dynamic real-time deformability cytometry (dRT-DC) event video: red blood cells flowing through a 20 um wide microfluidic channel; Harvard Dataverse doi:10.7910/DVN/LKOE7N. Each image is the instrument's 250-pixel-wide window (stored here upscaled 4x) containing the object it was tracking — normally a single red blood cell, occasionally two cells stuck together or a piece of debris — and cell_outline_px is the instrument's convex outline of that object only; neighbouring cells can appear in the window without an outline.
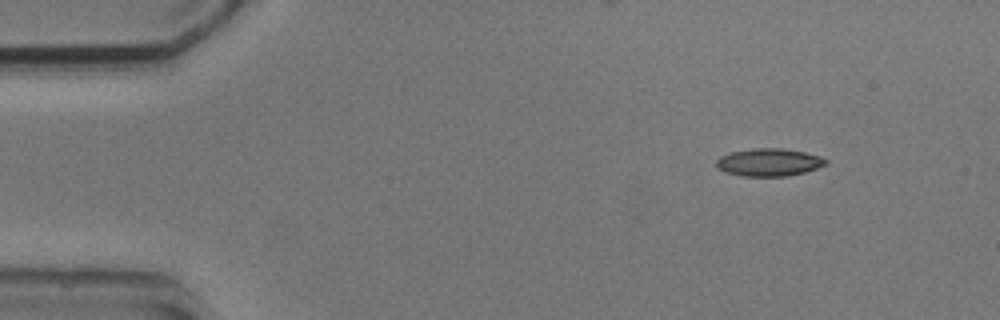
{"species": "common noctule bat (a hibernating species)", "species_latin": "Nyctalus noctula", "temperature_condition": "cold", "stored_images_in_passage": 8, "camera_frame_rate_fps": 3000, "um_per_image_px": 0.085, "animal": {"sex": "male", "body_mass_g": 20.5, "forearm_length_mm": 52.5}, "frame": {"image": 1, "passage_image": 1, "time_ms": 0.0, "image_size_px": [1000, 320], "cell_outline_px": [[828, 164], [804, 172], [784, 176], [740, 176], [724, 172], [716, 168], [716, 160], [720, 156], [732, 152], [752, 148], [780, 148], [804, 152], [820, 156], [828, 160]], "centroid_in_image_um": [65.33, 13.8], "position_along_channel_um": 19.7, "area_um2": 17.69}}
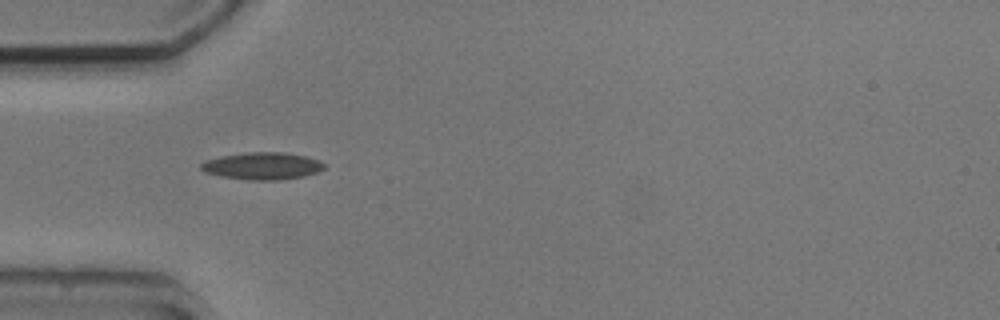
{"frame": {"image": 2, "passage_image": 4, "time_ms": 3.333, "image_size_px": [1000, 320], "cell_outline_px": [[324, 168], [316, 172], [304, 176], [280, 180], [248, 180], [220, 176], [204, 172], [200, 168], [200, 164], [208, 160], [220, 156], [248, 152], [284, 152], [304, 156], [320, 160], [324, 164]], "centroid_in_image_um": [22.29, 14.11], "position_along_channel_um": 62.7, "area_um2": 19.48}}